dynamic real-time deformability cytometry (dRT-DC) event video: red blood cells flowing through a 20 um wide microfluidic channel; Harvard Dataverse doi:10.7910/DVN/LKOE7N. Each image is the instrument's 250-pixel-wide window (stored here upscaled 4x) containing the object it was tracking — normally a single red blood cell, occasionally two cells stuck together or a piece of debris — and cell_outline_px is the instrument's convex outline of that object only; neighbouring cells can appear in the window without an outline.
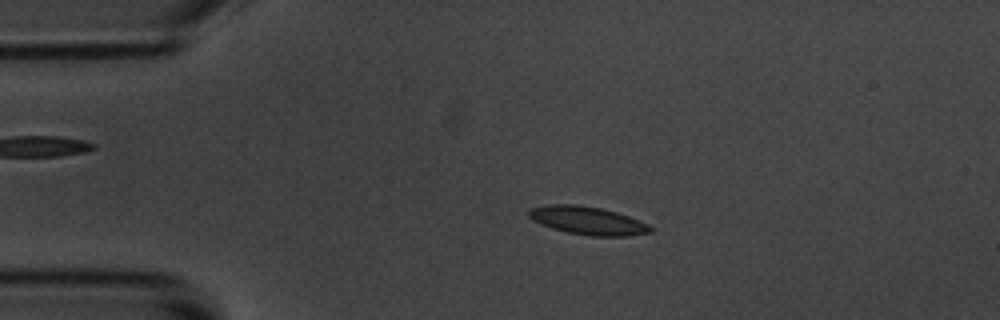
{"species": "common noctule bat (a hibernating species)", "species_latin": "Nyctalus noctula", "temperature_condition": "room temperature", "stored_images_in_passage": 55, "camera_frame_rate_fps": 3000, "um_per_image_px": 0.085, "animal": {"sex": "male", "body_mass_g": 20.1, "forearm_length_mm": 53.5}, "frame": {"image": 1, "passage_image": 11, "time_ms": 3.333, "image_size_px": [1000, 320], "cell_outline_px": [[656, 228], [652, 232], [628, 236], [588, 236], [568, 232], [552, 228], [540, 224], [532, 220], [528, 216], [528, 208], [548, 204], [576, 204], [600, 208], [616, 212], [628, 216], [648, 224]], "centroid_in_image_um": [49.94, 18.75], "position_along_channel_um": 35.1, "area_um2": 20.11}}
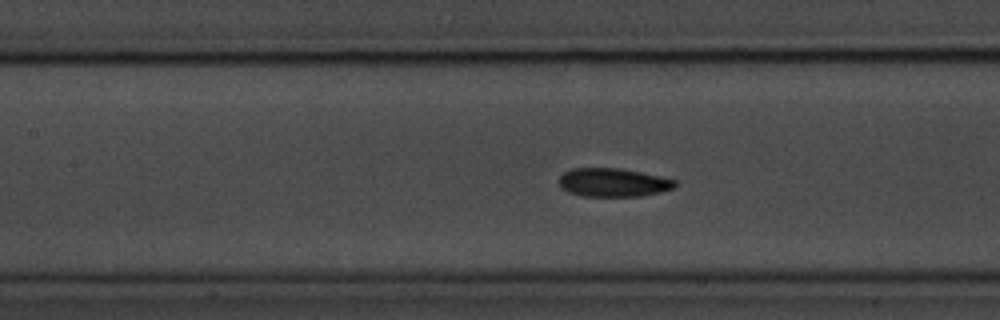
{"frame": {"image": 2, "passage_image": 24, "time_ms": 7.667, "image_size_px": [1000, 320], "cell_outline_px": [[676, 184], [672, 188], [660, 192], [640, 196], [580, 196], [568, 192], [560, 188], [560, 176], [564, 172], [572, 168], [620, 168], [660, 176], [676, 180]], "centroid_in_image_um": [52.09, 15.51], "position_along_channel_um": 155.3, "area_um2": 19.25}}
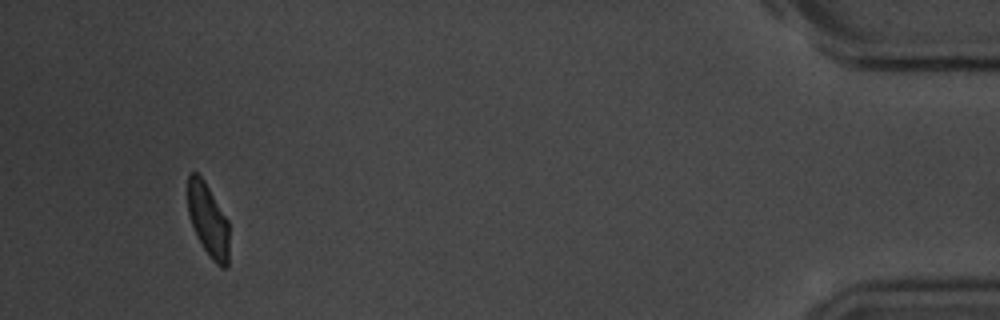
{"frame": {"image": 3, "passage_image": 52, "time_ms": 17.0, "image_size_px": [1000, 320], "cell_outline_px": [[228, 268], [220, 268], [212, 260], [196, 236], [188, 212], [188, 176], [192, 172], [196, 172], [204, 180], [228, 220]], "centroid_in_image_um": [17.69, 18.73], "position_along_channel_um": 417.5, "area_um2": 17.51}, "authors_computed_cell_mechanics": {"area_um2": 19.1896, "velocity_mm_per_s": 3.5867, "shape_relaxation_time_tau1_ms": 2.4456, "shape_relaxation_time_tau2_ms": 2.4695, "deformation_change_tau1": 0.1131, "deformation_change_tau2": 0.0812}}